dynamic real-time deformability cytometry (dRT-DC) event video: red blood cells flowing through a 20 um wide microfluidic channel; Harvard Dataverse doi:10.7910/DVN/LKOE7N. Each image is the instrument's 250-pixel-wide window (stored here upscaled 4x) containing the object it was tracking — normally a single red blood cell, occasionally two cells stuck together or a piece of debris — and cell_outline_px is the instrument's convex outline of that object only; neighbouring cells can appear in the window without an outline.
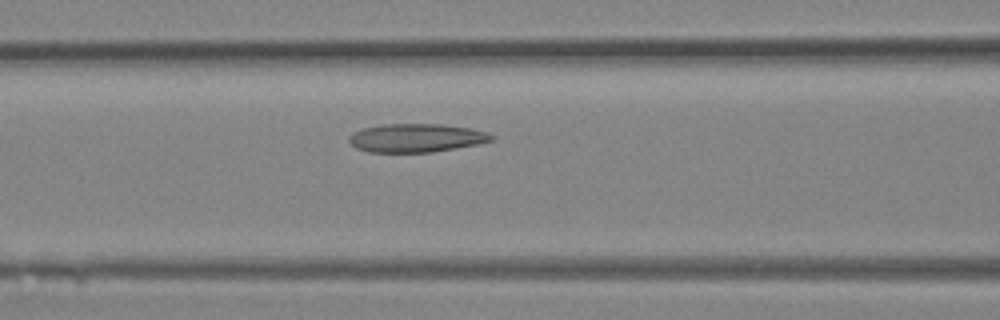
{"species": "Egyptian fruit bat (a non-hibernating species)", "species_latin": "Rousettus aegyptiacus", "temperature_condition": "room temperature", "stored_images_in_passage": 26, "camera_frame_rate_fps": 3000, "um_per_image_px": 0.085, "animal": {"sex": "female"}, "frame": {"image": 1, "passage_image": 7, "time_ms": 2.0, "image_size_px": [1000, 320], "cell_outline_px": [[496, 140], [456, 148], [432, 152], [368, 152], [356, 148], [348, 140], [348, 136], [352, 132], [364, 128], [384, 124], [444, 124], [468, 128], [484, 132], [496, 136]], "centroid_in_image_um": [35.37, 11.72], "position_along_channel_um": 131.2, "area_um2": 23.64}}
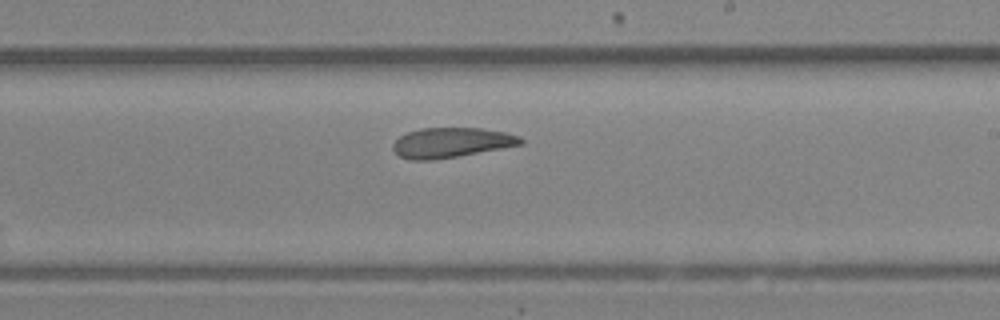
{"frame": {"image": 2, "passage_image": 13, "time_ms": 4.0, "image_size_px": [1000, 320], "cell_outline_px": [[524, 144], [456, 156], [432, 160], [408, 160], [400, 156], [392, 148], [392, 144], [400, 136], [408, 132], [420, 128], [480, 128], [504, 132], [520, 136], [524, 140]], "centroid_in_image_um": [38.35, 12.12], "position_along_channel_um": 250.7, "area_um2": 22.14}}
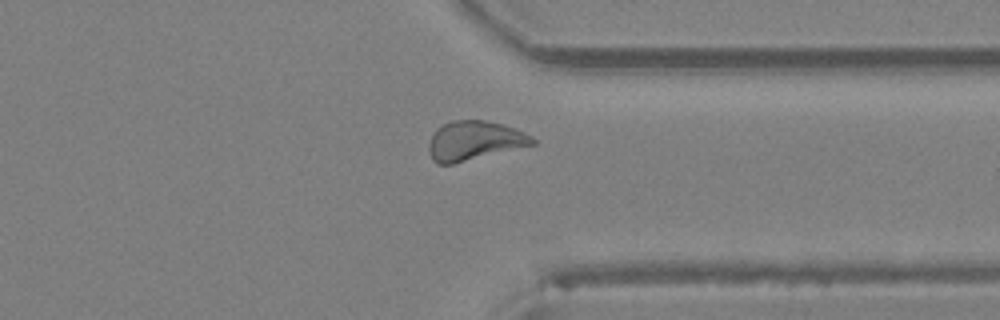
{"frame": {"image": 3, "passage_image": 19, "time_ms": 6.0, "image_size_px": [1000, 320], "cell_outline_px": [[536, 144], [452, 164], [436, 164], [432, 160], [428, 152], [428, 144], [436, 128], [452, 120], [484, 120], [500, 124], [524, 132], [532, 136], [536, 140]], "centroid_in_image_um": [40.29, 11.97], "position_along_channel_um": 371.1, "area_um2": 23.64}}